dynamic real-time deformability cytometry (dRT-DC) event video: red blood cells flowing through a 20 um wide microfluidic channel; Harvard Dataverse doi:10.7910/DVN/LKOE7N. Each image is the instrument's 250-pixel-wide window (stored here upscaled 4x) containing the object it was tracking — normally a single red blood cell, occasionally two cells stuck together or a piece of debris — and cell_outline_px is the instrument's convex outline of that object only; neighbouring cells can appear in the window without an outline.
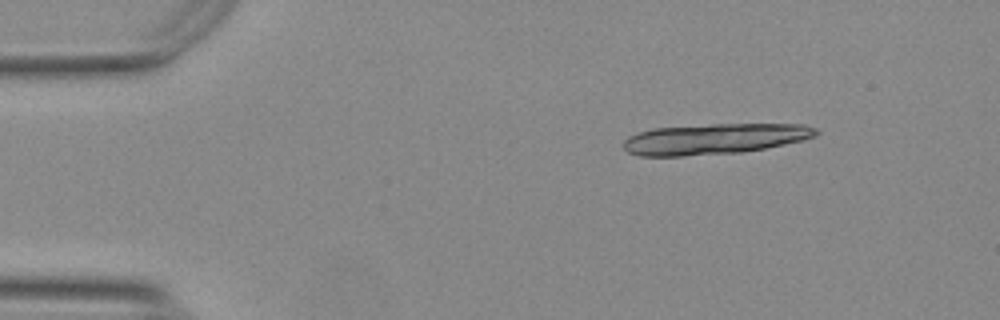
{"species": "Egyptian fruit bat (a non-hibernating species)", "species_latin": "Rousettus aegyptiacus", "temperature_condition": "warm", "stored_images_in_passage": 14, "camera_frame_rate_fps": 3000, "um_per_image_px": 0.085, "animal": {"sex": "female"}, "frame": {"image": 1, "passage_image": 3, "time_ms": 0.667, "image_size_px": [1000, 320], "cell_outline_px": [[820, 132], [816, 136], [804, 140], [744, 152], [684, 156], [640, 156], [628, 152], [624, 148], [624, 140], [628, 136], [652, 128], [712, 124], [804, 124], [816, 128]], "centroid_in_image_um": [60.75, 11.8], "position_along_channel_um": 24.3, "area_um2": 34.56}}